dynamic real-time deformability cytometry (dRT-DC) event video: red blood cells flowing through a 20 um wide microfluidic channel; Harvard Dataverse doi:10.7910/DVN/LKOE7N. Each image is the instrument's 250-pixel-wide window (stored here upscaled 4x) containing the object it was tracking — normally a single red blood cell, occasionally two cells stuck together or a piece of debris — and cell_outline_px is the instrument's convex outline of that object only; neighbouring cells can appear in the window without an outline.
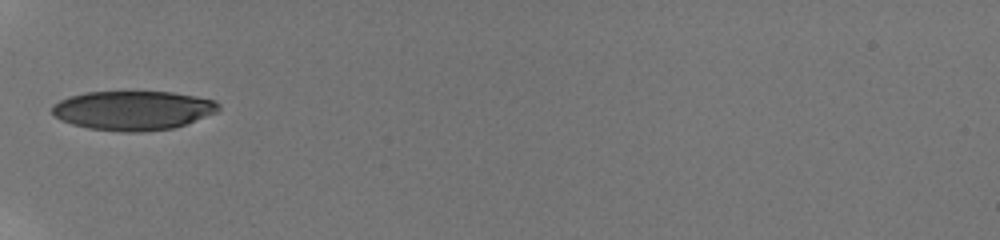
{"species": "human", "species_latin": "Homo sapiens", "temperature_condition": "room temperature", "stored_images_in_passage": 15, "camera_frame_rate_fps": 3000, "um_per_image_px": 0.085, "donor": {"sex": "male"}, "frame": {"image": 1, "passage_image": 1, "time_ms": 0.0, "image_size_px": [1000, 240], "cell_outline_px": [[220, 108], [216, 112], [184, 124], [172, 128], [140, 132], [124, 132], [88, 128], [72, 124], [60, 120], [52, 112], [52, 104], [60, 100], [72, 96], [88, 92], [172, 92], [196, 96], [216, 100], [220, 104]], "centroid_in_image_um": [11.3, 9.38], "position_along_channel_um": 73.7, "area_um2": 37.86}}
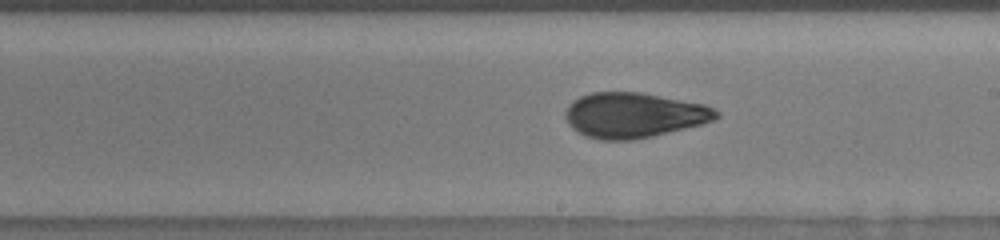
{"frame": {"image": 2, "passage_image": 11, "time_ms": 4.333, "image_size_px": [1000, 240], "cell_outline_px": [[720, 116], [712, 120], [700, 124], [652, 136], [632, 140], [600, 140], [584, 136], [572, 128], [568, 124], [564, 116], [564, 112], [568, 104], [572, 100], [580, 96], [592, 92], [640, 92], [704, 104], [720, 112]], "centroid_in_image_um": [53.81, 9.78], "position_along_channel_um": 235.2, "area_um2": 39.71}}
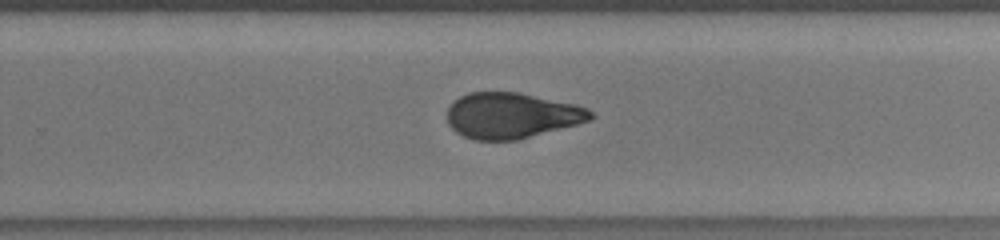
{"frame": {"image": 3, "passage_image": 14, "time_ms": 5.667, "image_size_px": [1000, 240], "cell_outline_px": [[596, 116], [592, 120], [516, 140], [472, 140], [456, 132], [448, 124], [448, 108], [460, 96], [468, 92], [516, 92], [576, 104], [588, 108]], "centroid_in_image_um": [43.5, 9.82], "position_along_channel_um": 286.3, "area_um2": 38.09}}